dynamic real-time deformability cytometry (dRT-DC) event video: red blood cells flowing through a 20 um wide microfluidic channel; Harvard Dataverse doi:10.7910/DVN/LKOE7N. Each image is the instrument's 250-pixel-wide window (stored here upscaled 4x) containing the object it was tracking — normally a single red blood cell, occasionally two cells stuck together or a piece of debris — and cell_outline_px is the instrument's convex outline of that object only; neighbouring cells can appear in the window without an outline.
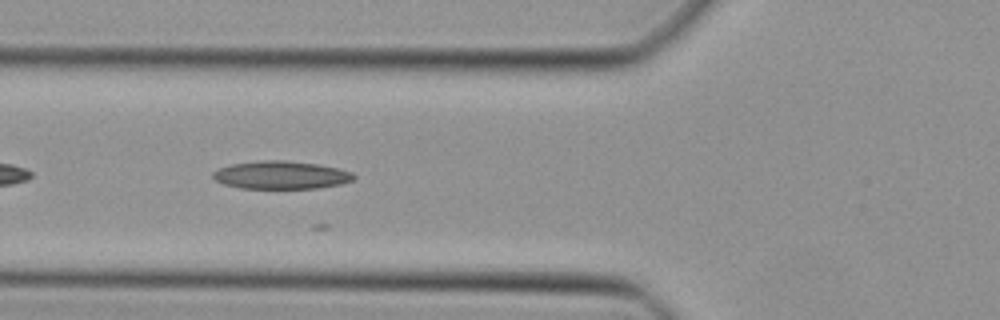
{"species": "Egyptian fruit bat (a non-hibernating species)", "species_latin": "Rousettus aegyptiacus", "temperature_condition": "cold", "stored_images_in_passage": 10, "camera_frame_rate_fps": 3000, "um_per_image_px": 0.085, "animal": {"sex": "female"}, "frame": {"image": 1, "passage_image": 4, "time_ms": 1.0, "image_size_px": [1000, 320], "cell_outline_px": [[356, 176], [352, 180], [340, 184], [316, 188], [240, 188], [224, 184], [216, 180], [212, 176], [212, 172], [220, 168], [232, 164], [260, 160], [284, 160], [316, 164], [340, 168], [352, 172]], "centroid_in_image_um": [23.89, 14.87], "position_along_channel_um": 101.9, "area_um2": 22.83}}
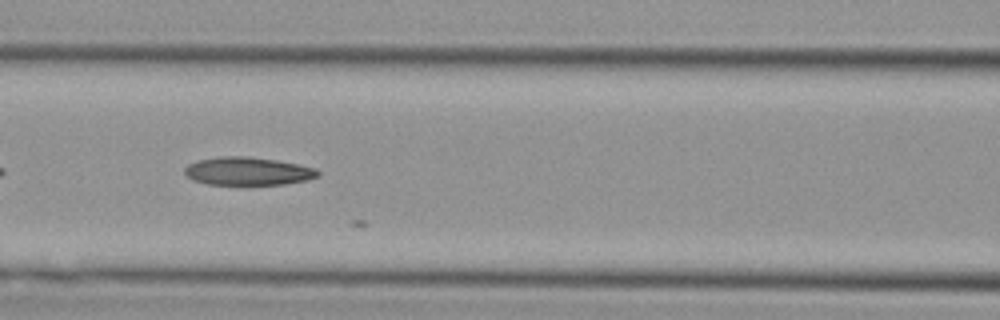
{"frame": {"image": 2, "passage_image": 7, "time_ms": 2.0, "image_size_px": [1000, 320], "cell_outline_px": [[320, 176], [308, 180], [284, 184], [244, 188], [208, 184], [192, 180], [184, 172], [184, 168], [188, 164], [196, 160], [220, 156], [248, 156], [276, 160], [316, 168], [320, 172]], "centroid_in_image_um": [21.05, 14.6], "position_along_channel_um": 145.5, "area_um2": 22.95}}